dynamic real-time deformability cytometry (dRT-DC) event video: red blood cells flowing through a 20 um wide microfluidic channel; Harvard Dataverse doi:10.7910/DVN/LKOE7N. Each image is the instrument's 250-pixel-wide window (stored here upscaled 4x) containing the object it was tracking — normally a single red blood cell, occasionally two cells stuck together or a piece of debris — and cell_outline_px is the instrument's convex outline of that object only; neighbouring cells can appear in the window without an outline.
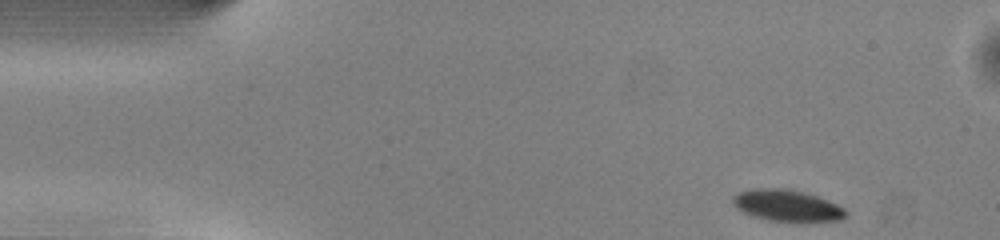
{"species": "common noctule bat (a hibernating species)", "species_latin": "Nyctalus noctula", "temperature_condition": "warm", "stored_images_in_passage": 46, "camera_frame_rate_fps": 3000, "um_per_image_px": 0.085, "animal": {"sex": "male", "body_mass_g": 13.0, "forearm_length_mm": 53.1}, "frame": {"image": 1, "passage_image": 1, "time_ms": 0.0, "image_size_px": [1000, 240], "cell_outline_px": [[848, 212], [840, 220], [768, 220], [752, 216], [736, 208], [732, 204], [732, 196], [740, 192], [752, 188], [784, 188], [816, 196], [828, 200], [844, 208]], "centroid_in_image_um": [66.83, 17.45], "position_along_channel_um": 18.2, "area_um2": 20.23}}
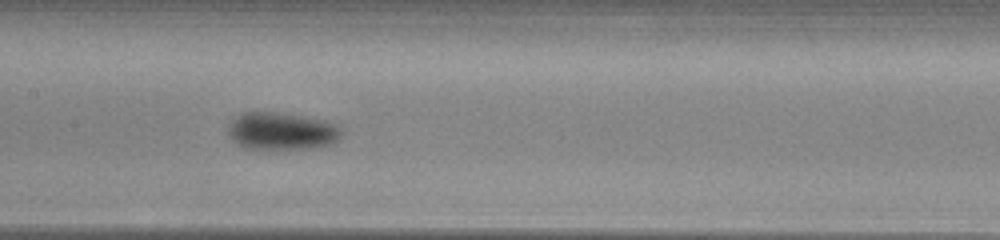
{"frame": {"image": 2, "passage_image": 20, "time_ms": 6.333, "image_size_px": [1000, 240], "cell_outline_px": [[344, 136], [340, 140], [332, 144], [316, 148], [268, 152], [240, 148], [228, 136], [228, 124], [240, 112], [276, 112], [304, 116], [328, 120], [336, 124], [344, 132]], "centroid_in_image_um": [23.95, 11.2], "position_along_channel_um": 183.5, "area_um2": 26.41}}
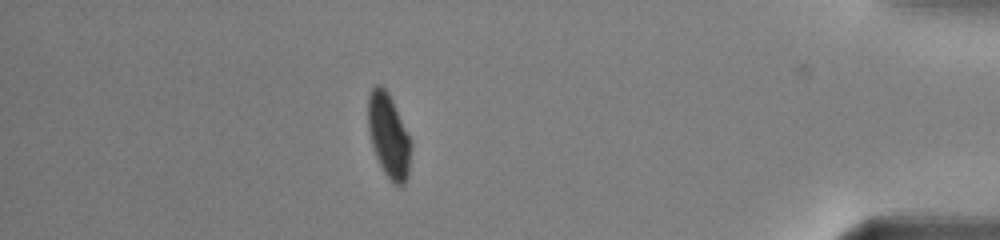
{"frame": {"image": 3, "passage_image": 40, "time_ms": 13.0, "image_size_px": [1000, 240], "cell_outline_px": [[412, 148], [408, 176], [404, 184], [400, 188], [392, 184], [384, 172], [376, 156], [368, 132], [368, 96], [372, 88], [376, 84], [380, 84], [388, 92], [412, 140]], "centroid_in_image_um": [33.06, 11.57], "position_along_channel_um": 402.1, "area_um2": 21.33}, "authors_computed_cell_mechanics": {"area_um2": 22.2241, "velocity_mm_per_s": 4.0279, "shape_relaxation_time_tau1_ms": 1.8594, "shape_relaxation_time_tau2_ms": null, "deformation_change_tau1": 0.124, "deformation_change_tau2": null}}